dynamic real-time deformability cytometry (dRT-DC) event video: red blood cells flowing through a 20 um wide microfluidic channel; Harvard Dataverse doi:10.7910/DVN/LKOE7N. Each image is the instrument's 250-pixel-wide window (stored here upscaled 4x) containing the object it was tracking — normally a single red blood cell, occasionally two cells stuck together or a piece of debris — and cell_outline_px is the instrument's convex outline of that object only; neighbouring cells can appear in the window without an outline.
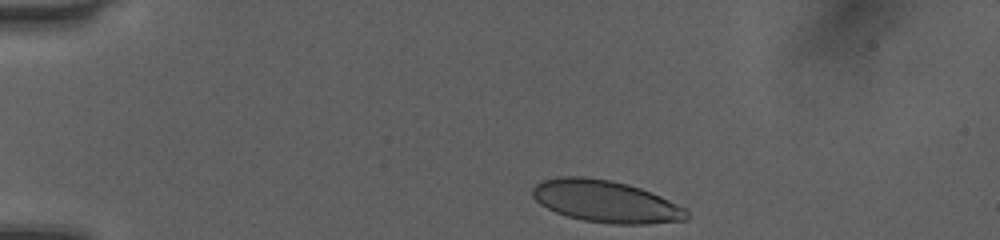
{"species": "human", "species_latin": "Homo sapiens", "temperature_condition": "room temperature", "stored_images_in_passage": 24, "camera_frame_rate_fps": 3000, "um_per_image_px": 0.085, "donor": {"sex": "female"}, "frame": {"image": 1, "passage_image": 1, "time_ms": 0.0, "image_size_px": [1000, 240], "cell_outline_px": [[688, 220], [648, 224], [612, 224], [584, 220], [568, 216], [556, 212], [540, 204], [532, 196], [532, 188], [540, 180], [560, 176], [584, 176], [612, 180], [628, 184], [640, 188], [660, 196], [684, 208], [688, 212]], "centroid_in_image_um": [51.46, 17.11], "position_along_channel_um": 33.5, "area_um2": 37.8}}
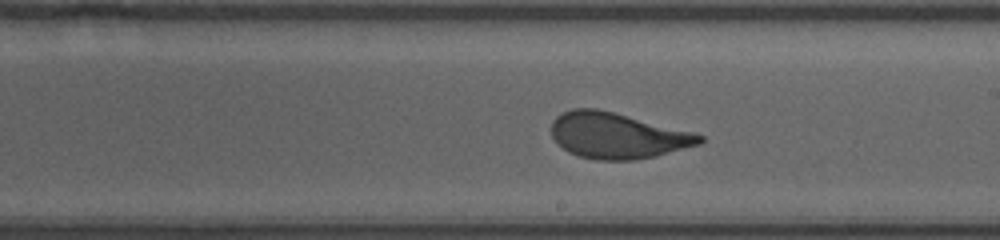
{"frame": {"image": 2, "passage_image": 13, "time_ms": 4.0, "image_size_px": [1000, 240], "cell_outline_px": [[704, 140], [700, 144], [656, 156], [636, 160], [596, 160], [580, 156], [568, 152], [552, 136], [552, 120], [556, 116], [572, 108], [596, 108], [696, 132], [704, 136]], "centroid_in_image_um": [52.5, 11.52], "position_along_channel_um": 236.5, "area_um2": 39.59}}
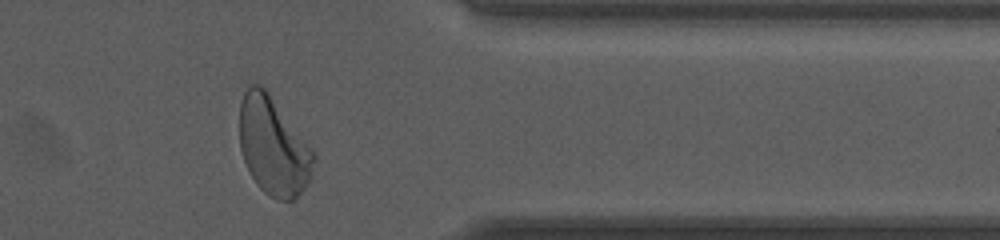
{"frame": {"image": 3, "passage_image": 24, "time_ms": 7.667, "image_size_px": [1000, 240], "cell_outline_px": [[316, 160], [312, 176], [304, 188], [292, 200], [276, 200], [268, 196], [256, 184], [244, 160], [240, 148], [240, 104], [244, 92], [252, 84], [260, 84], [268, 92], [316, 152]], "centroid_in_image_um": [23.26, 12.45], "position_along_channel_um": 388.1, "area_um2": 42.43}, "authors_computed_cell_mechanics": {"area_um2": 39.7375, "velocity_mm_per_s": 4.0548, "shape_relaxation_time_tau1_ms": 2.0852, "shape_relaxation_time_tau2_ms": null, "deformation_change_tau1": 0.151, "deformation_change_tau2": null}}